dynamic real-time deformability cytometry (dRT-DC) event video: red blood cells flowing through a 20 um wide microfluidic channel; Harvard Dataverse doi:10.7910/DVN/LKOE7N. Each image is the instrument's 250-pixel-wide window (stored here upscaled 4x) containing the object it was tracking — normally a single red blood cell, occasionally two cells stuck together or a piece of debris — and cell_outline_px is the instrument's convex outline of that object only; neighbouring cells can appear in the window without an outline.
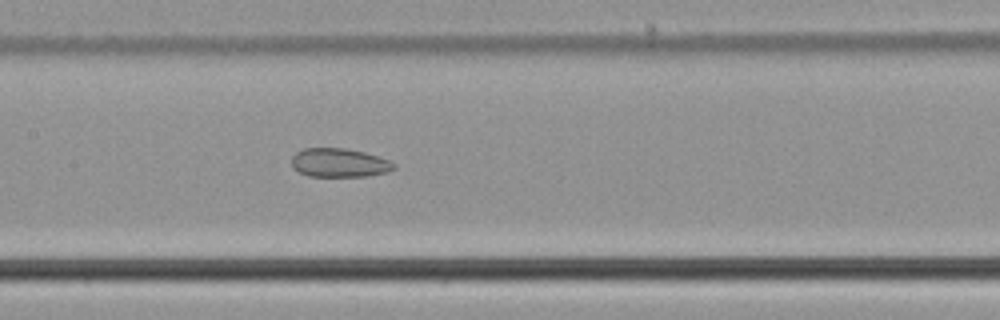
{"species": "common noctule bat (a hibernating species)", "species_latin": "Nyctalus noctula", "temperature_condition": "cold", "stored_images_in_passage": 55, "segment_of_instrument_passage": [2, 2], "camera_frame_rate_fps": 3000, "um_per_image_px": 0.085, "animal": {"sex": "male", "body_mass_g": 21.5, "forearm_length_mm": 52.0}, "frame": {"image": 1, "passage_image": 27, "time_ms": 8.667, "image_size_px": [1000, 320], "cell_outline_px": [[396, 168], [388, 172], [368, 176], [308, 176], [292, 168], [292, 156], [296, 152], [304, 148], [344, 148], [364, 152], [388, 160], [396, 164]], "centroid_in_image_um": [28.83, 13.84], "position_along_channel_um": 178.6, "area_um2": 17.17}}
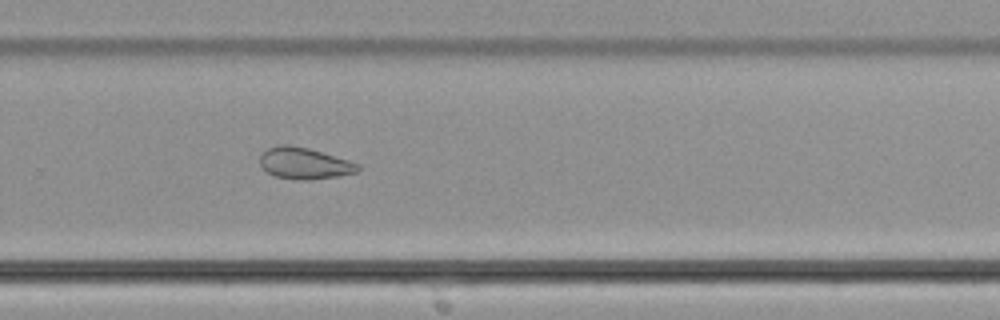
{"frame": {"image": 2, "passage_image": 37, "time_ms": 12.0, "image_size_px": [1000, 320], "cell_outline_px": [[360, 168], [356, 172], [336, 176], [304, 180], [300, 180], [276, 176], [268, 172], [260, 164], [260, 156], [268, 148], [280, 144], [288, 144], [308, 148], [348, 160], [360, 164]], "centroid_in_image_um": [25.87, 13.87], "position_along_channel_um": 303.9, "area_um2": 17.63}}
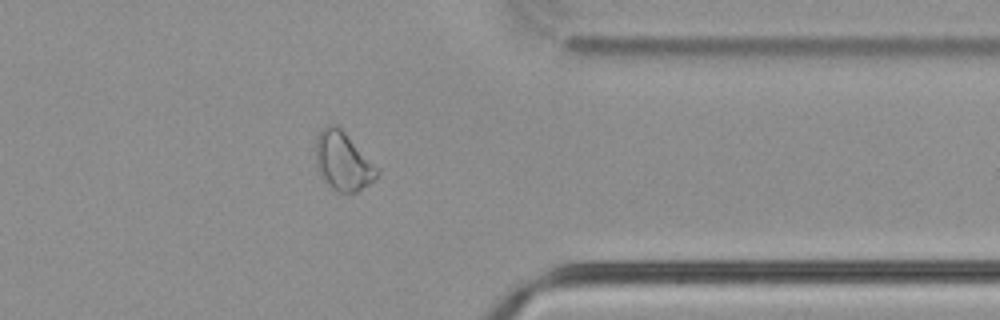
{"frame": {"image": 3, "passage_image": 44, "time_ms": 14.333, "image_size_px": [1000, 320], "cell_outline_px": [[380, 172], [368, 184], [356, 192], [340, 192], [332, 188], [320, 172], [316, 164], [316, 136], [324, 124], [336, 124], [344, 132]], "centroid_in_image_um": [29.1, 13.66], "position_along_channel_um": 382.3, "area_um2": 20.17}}